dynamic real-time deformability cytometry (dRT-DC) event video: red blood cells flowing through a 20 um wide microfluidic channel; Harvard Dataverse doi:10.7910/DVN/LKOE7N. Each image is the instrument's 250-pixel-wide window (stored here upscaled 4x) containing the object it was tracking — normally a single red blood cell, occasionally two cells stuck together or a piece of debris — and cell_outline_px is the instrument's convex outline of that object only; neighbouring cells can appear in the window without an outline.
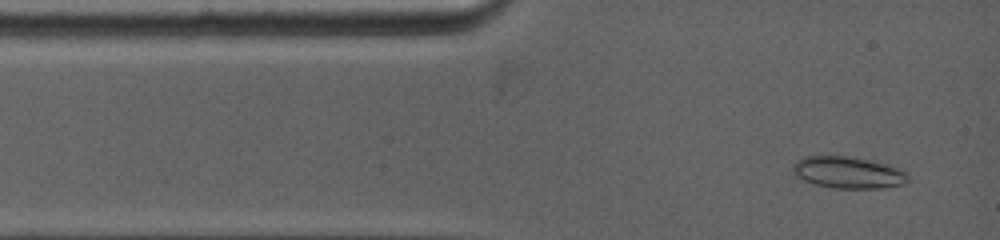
{"species": "common noctule bat (a hibernating species)", "species_latin": "Nyctalus noctula", "temperature_condition": "warm", "stored_images_in_passage": 27, "camera_frame_rate_fps": 5000, "um_per_image_px": 0.085, "animal": {"sex": "female", "body_mass_g": 19.0, "forearm_length_mm": 53.3}, "frame": {"image": 1, "passage_image": 3, "time_ms": 0.6, "image_size_px": [1000, 240], "cell_outline_px": [[908, 180], [904, 184], [876, 188], [832, 188], [816, 184], [804, 180], [792, 168], [792, 164], [796, 160], [804, 156], [848, 156], [868, 160], [884, 164], [896, 168], [904, 172], [908, 176]], "centroid_in_image_um": [72.06, 14.66], "position_along_channel_um": 12.9, "area_um2": 20.81}}
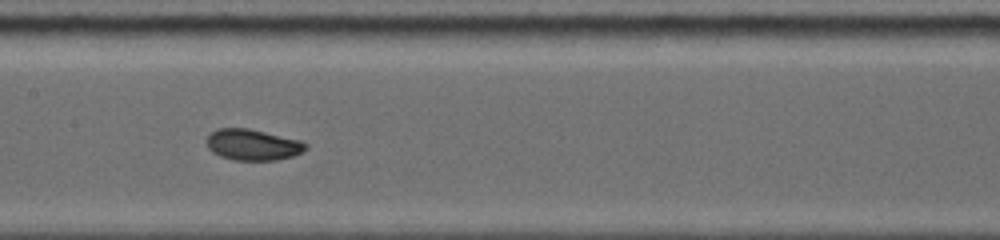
{"frame": {"image": 2, "passage_image": 16, "time_ms": 5.8, "image_size_px": [1000, 240], "cell_outline_px": [[308, 148], [292, 156], [276, 160], [236, 160], [220, 156], [212, 152], [208, 148], [208, 136], [216, 128], [248, 128], [300, 140], [308, 144]], "centroid_in_image_um": [21.49, 12.3], "position_along_channel_um": 185.9, "area_um2": 17.8}}
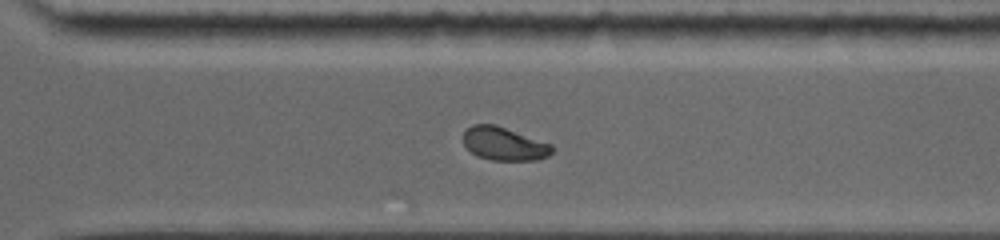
{"frame": {"image": 3, "passage_image": 27, "time_ms": 9.4, "image_size_px": [1000, 240], "cell_outline_px": [[552, 152], [548, 156], [536, 160], [492, 160], [476, 156], [464, 144], [464, 132], [472, 124], [496, 124], [552, 144]], "centroid_in_image_um": [42.85, 12.22], "position_along_channel_um": 327.7, "area_um2": 17.17}}